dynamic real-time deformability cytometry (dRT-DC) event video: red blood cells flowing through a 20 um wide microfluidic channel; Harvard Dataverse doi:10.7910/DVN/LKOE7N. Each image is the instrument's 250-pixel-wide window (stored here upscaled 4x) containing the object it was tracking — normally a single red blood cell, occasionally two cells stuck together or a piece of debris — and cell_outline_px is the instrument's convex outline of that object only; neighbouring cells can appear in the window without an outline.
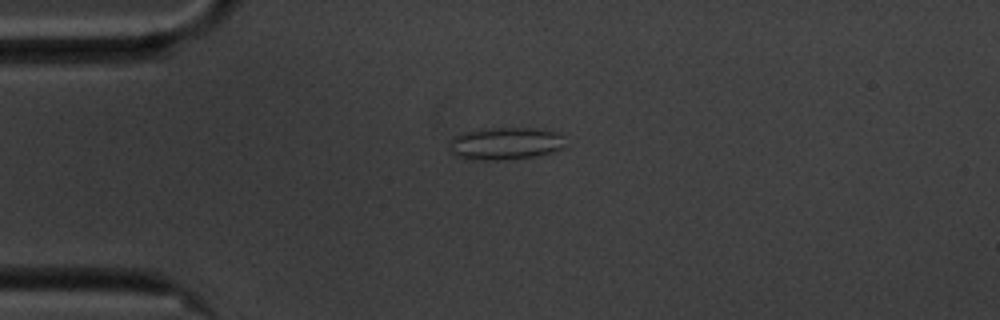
{"species": "common noctule bat (a hibernating species)", "species_latin": "Nyctalus noctula", "temperature_condition": "cold", "stored_images_in_passage": 44, "camera_frame_rate_fps": 3000, "um_per_image_px": 0.085, "animal": {"sex": "male", "body_mass_g": 20.1, "forearm_length_mm": 53.5}, "frame": {"image": 1, "passage_image": 1, "time_ms": 0.0, "image_size_px": [1000, 320], "cell_outline_px": [[564, 148], [552, 152], [536, 156], [496, 160], [476, 160], [456, 156], [448, 152], [448, 144], [452, 136], [464, 132], [484, 128], [544, 128], [564, 136]], "centroid_in_image_um": [42.91, 12.19], "position_along_channel_um": 42.1, "area_um2": 22.31}}
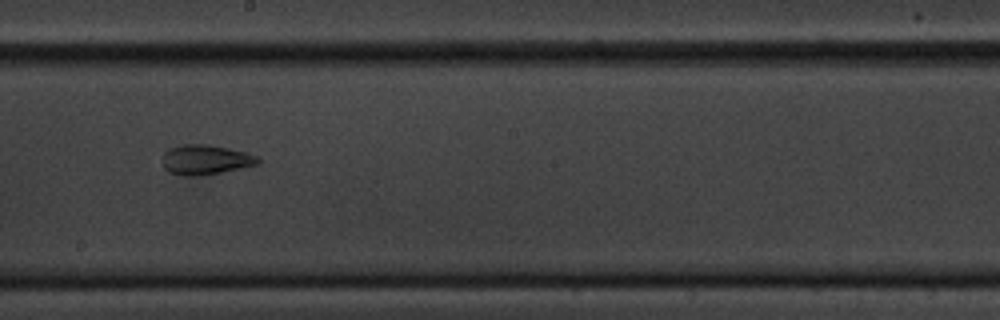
{"frame": {"image": 2, "passage_image": 19, "time_ms": 6.0, "image_size_px": [1000, 320], "cell_outline_px": [[260, 160], [256, 164], [220, 172], [192, 176], [188, 176], [168, 172], [164, 168], [164, 152], [172, 148], [184, 144], [208, 144], [228, 148], [244, 152], [256, 156]], "centroid_in_image_um": [17.44, 13.56], "position_along_channel_um": 230.8, "area_um2": 16.07}}
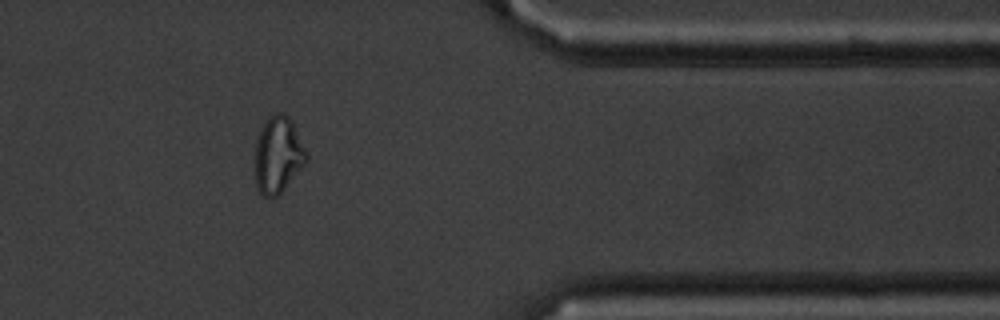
{"frame": {"image": 3, "passage_image": 34, "time_ms": 11.0, "image_size_px": [1000, 320], "cell_outline_px": [[308, 160], [284, 188], [276, 196], [268, 200], [260, 192], [256, 184], [256, 144], [260, 132], [268, 116], [276, 112], [280, 112], [288, 116], [292, 120], [308, 156]], "centroid_in_image_um": [23.64, 13.16], "position_along_channel_um": 387.8, "area_um2": 22.54}, "authors_computed_cell_mechanics": {"area_um2": 17.1088, "velocity_mm_per_s": 3.5078, "shape_relaxation_time_tau1_ms": null, "shape_relaxation_time_tau2_ms": 2.7827, "deformation_change_tau1": null, "deformation_change_tau2": 0.1029}}